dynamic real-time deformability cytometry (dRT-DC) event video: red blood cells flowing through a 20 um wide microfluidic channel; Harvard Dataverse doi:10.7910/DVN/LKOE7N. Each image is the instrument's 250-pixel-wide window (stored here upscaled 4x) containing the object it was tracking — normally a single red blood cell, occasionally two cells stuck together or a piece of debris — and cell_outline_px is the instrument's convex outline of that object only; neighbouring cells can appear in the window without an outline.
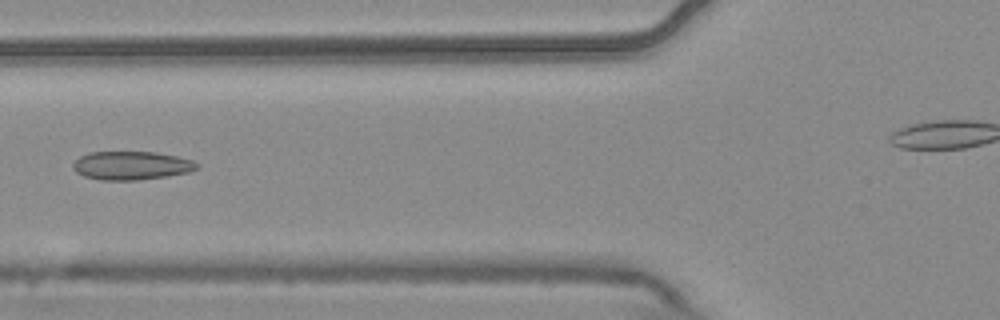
{"species": "common noctule bat (a hibernating species)", "species_latin": "Nyctalus noctula", "temperature_condition": "warm", "stored_images_in_passage": 5, "camera_frame_rate_fps": 3000, "um_per_image_px": 0.085, "animal": {"sex": "male", "body_mass_g": 20.4}, "frame": {"image": 1, "passage_image": 5, "time_ms": 1.333, "image_size_px": [1000, 320], "cell_outline_px": [[200, 168], [188, 172], [168, 176], [136, 180], [100, 180], [84, 176], [76, 172], [72, 168], [72, 164], [80, 156], [92, 152], [156, 152], [176, 156], [192, 160], [200, 164]], "centroid_in_image_um": [11.19, 14.07], "position_along_channel_um": 114.6, "area_um2": 20.63}}